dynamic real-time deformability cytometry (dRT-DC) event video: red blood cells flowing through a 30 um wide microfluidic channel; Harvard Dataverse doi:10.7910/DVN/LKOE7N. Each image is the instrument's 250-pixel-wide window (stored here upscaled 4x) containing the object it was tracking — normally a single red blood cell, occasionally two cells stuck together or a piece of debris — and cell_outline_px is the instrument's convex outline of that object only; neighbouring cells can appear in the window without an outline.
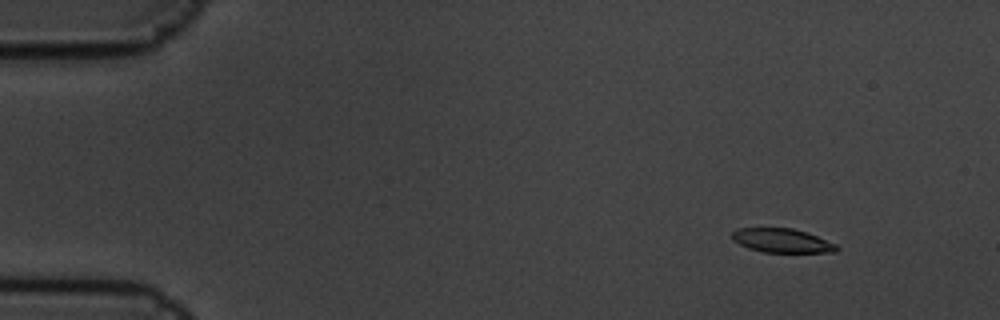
{"species": "common noctule bat (a hibernating species)", "species_latin": "Nyctalus noctula", "temperature_condition": "cold", "stored_images_in_passage": 9, "camera_frame_rate_fps": 3000, "um_per_image_px": 0.085, "animal": {"sex": "male", "body_mass_g": 19.5, "forearm_length_mm": 54.6}, "frame": {"image": 1, "passage_image": 1, "time_ms": 0.0, "image_size_px": [1000, 320], "cell_outline_px": [[840, 248], [836, 252], [764, 252], [748, 248], [732, 240], [732, 232], [736, 228], [792, 228], [816, 236], [836, 244]], "centroid_in_image_um": [66.44, 20.45], "position_along_channel_um": 18.6, "area_um2": 14.51}}
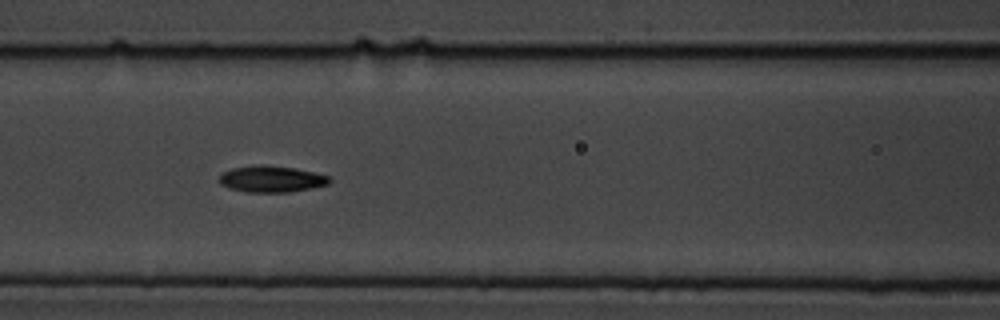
{"frame": {"image": 2, "passage_image": 7, "time_ms": 2.0, "image_size_px": [1000, 320], "cell_outline_px": [[332, 180], [328, 184], [312, 188], [288, 192], [248, 192], [228, 188], [220, 184], [216, 180], [224, 172], [232, 168], [256, 164], [260, 164], [296, 168], [328, 176]], "centroid_in_image_um": [23.03, 15.21], "position_along_channel_um": 143.6, "area_um2": 17.05}}
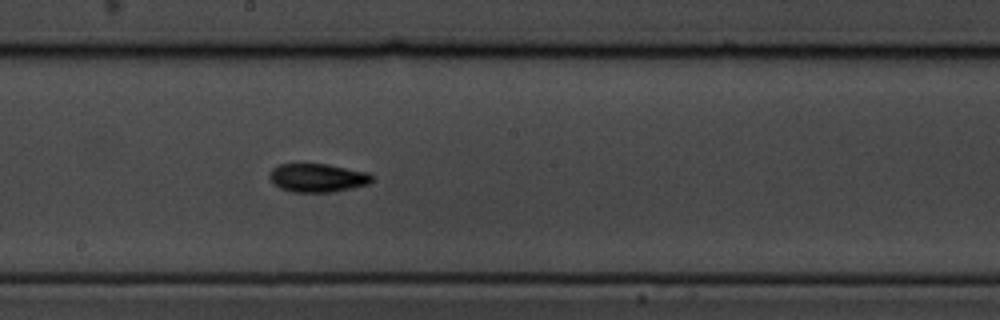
{"frame": {"image": 3, "passage_image": 9, "time_ms": 2.667, "image_size_px": [1000, 320], "cell_outline_px": [[372, 180], [368, 184], [352, 188], [332, 192], [292, 192], [280, 188], [272, 184], [268, 176], [272, 168], [280, 164], [328, 164], [368, 172], [372, 176]], "centroid_in_image_um": [26.96, 15.11], "position_along_channel_um": 221.2, "area_um2": 17.11}}